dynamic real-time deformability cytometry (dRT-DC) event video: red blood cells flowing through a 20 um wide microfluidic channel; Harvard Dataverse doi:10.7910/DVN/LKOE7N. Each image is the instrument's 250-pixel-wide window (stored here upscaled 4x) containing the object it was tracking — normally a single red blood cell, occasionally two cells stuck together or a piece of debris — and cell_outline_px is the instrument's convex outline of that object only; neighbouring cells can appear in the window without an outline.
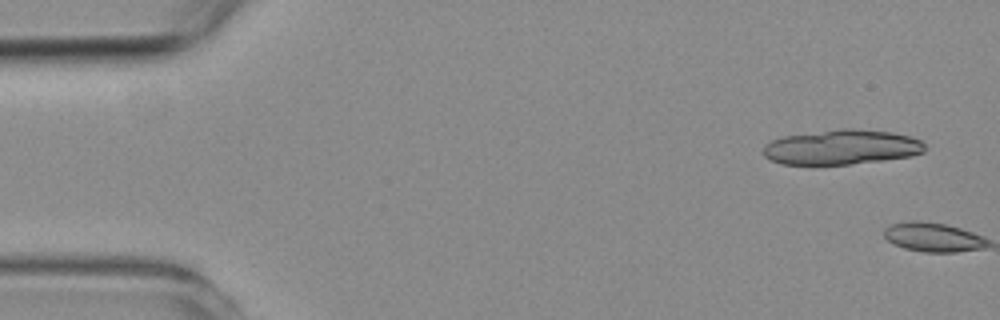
{"species": "common noctule bat (a hibernating species)", "species_latin": "Nyctalus noctula", "temperature_condition": "room temperature", "stored_images_in_passage": 4, "camera_frame_rate_fps": 3000, "um_per_image_px": 0.085, "animal": {"sex": "female", "body_mass_g": 19.3, "forearm_length_mm": 54.1}, "frame": {"image": 1, "passage_image": 3, "time_ms": 0.667, "image_size_px": [1000, 320], "cell_outline_px": [[924, 152], [912, 156], [848, 164], [780, 164], [764, 156], [764, 144], [772, 140], [784, 136], [840, 128], [852, 128], [892, 132], [908, 136], [920, 140], [924, 144]], "centroid_in_image_um": [71.53, 12.5], "position_along_channel_um": 13.5, "area_um2": 32.6}}